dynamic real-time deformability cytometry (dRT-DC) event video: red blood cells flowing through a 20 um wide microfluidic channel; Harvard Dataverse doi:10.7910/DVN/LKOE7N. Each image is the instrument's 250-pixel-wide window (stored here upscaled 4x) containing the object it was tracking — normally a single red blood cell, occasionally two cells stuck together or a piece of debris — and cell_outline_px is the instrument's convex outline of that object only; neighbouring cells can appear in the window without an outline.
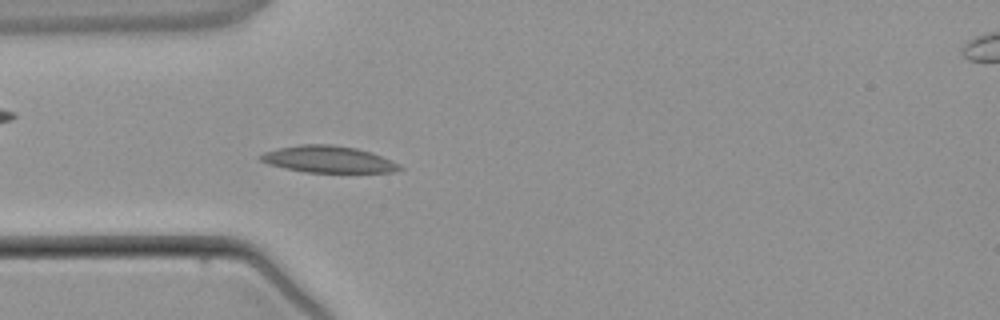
{"species": "common noctule bat (a hibernating species)", "species_latin": "Nyctalus noctula", "temperature_condition": "warm", "stored_images_in_passage": 6, "camera_frame_rate_fps": 3000, "um_per_image_px": 0.085, "animal": {"sex": "male", "body_mass_g": 21.5, "forearm_length_mm": 52.0}, "frame": {"image": 1, "passage_image": 5, "time_ms": 4.667, "image_size_px": [1000, 320], "cell_outline_px": [[404, 168], [392, 172], [304, 172], [284, 168], [268, 164], [260, 160], [256, 156], [264, 152], [280, 148], [300, 144], [332, 144], [356, 148], [380, 156], [400, 164]], "centroid_in_image_um": [27.86, 13.54], "position_along_channel_um": 57.1, "area_um2": 21.56}}